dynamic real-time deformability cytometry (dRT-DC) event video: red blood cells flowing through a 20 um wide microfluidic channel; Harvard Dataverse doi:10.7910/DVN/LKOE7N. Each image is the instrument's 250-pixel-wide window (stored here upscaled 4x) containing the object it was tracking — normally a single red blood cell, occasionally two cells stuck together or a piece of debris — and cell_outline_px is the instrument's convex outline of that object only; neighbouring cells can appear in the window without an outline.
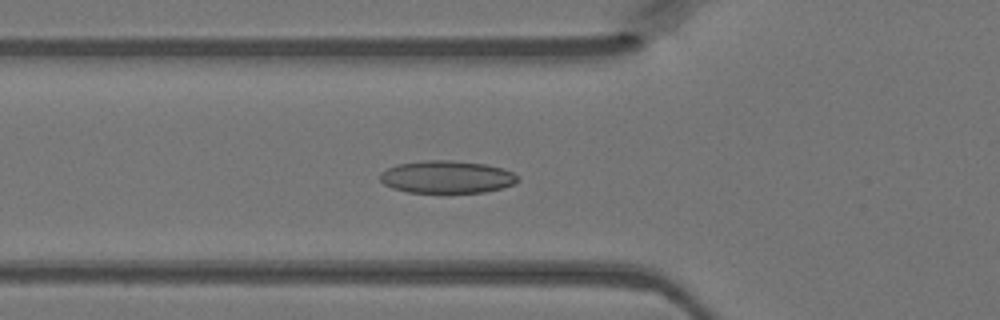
{"species": "Egyptian fruit bat (a non-hibernating species)", "species_latin": "Rousettus aegyptiacus", "temperature_condition": "warm", "stored_images_in_passage": 33, "camera_frame_rate_fps": 3000, "um_per_image_px": 0.085, "animal": {"sex": "female"}, "frame": {"image": 1, "passage_image": 2, "time_ms": 0.333, "image_size_px": [1000, 320], "cell_outline_px": [[520, 180], [504, 188], [484, 192], [408, 192], [392, 188], [384, 184], [380, 180], [380, 172], [396, 164], [428, 160], [448, 160], [484, 164], [500, 168], [512, 172], [520, 176]], "centroid_in_image_um": [37.98, 15.04], "position_along_channel_um": 87.8, "area_um2": 26.01}}
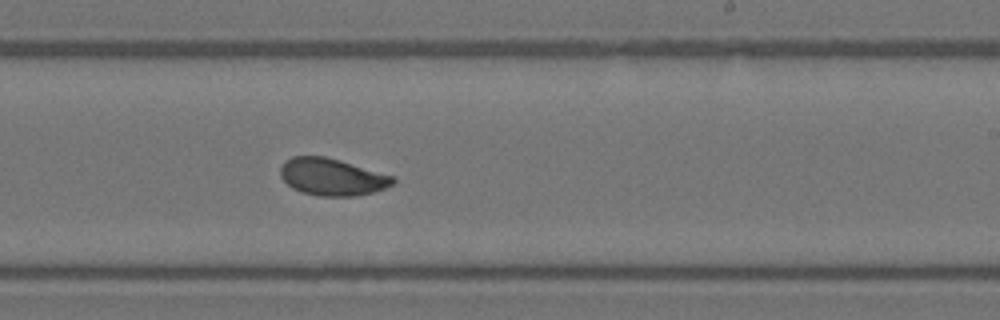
{"frame": {"image": 2, "passage_image": 14, "time_ms": 4.333, "image_size_px": [1000, 320], "cell_outline_px": [[396, 180], [392, 184], [384, 188], [372, 192], [356, 196], [320, 196], [300, 192], [292, 188], [280, 176], [280, 168], [284, 160], [292, 156], [324, 156], [340, 160], [396, 176]], "centroid_in_image_um": [28.22, 15.03], "position_along_channel_um": 260.8, "area_um2": 24.51}}
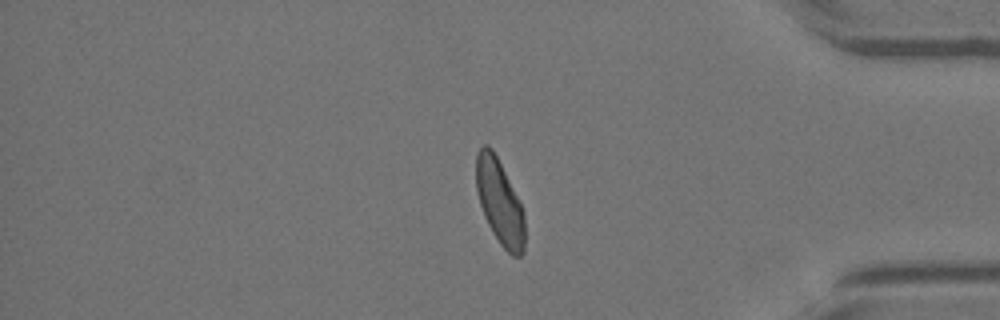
{"frame": {"image": 3, "passage_image": 25, "time_ms": 8.0, "image_size_px": [1000, 320], "cell_outline_px": [[524, 252], [520, 256], [512, 256], [500, 244], [492, 232], [484, 216], [480, 204], [476, 188], [476, 152], [484, 144], [488, 144], [492, 148], [524, 212]], "centroid_in_image_um": [42.45, 17.19], "position_along_channel_um": 392.8, "area_um2": 23.7}}